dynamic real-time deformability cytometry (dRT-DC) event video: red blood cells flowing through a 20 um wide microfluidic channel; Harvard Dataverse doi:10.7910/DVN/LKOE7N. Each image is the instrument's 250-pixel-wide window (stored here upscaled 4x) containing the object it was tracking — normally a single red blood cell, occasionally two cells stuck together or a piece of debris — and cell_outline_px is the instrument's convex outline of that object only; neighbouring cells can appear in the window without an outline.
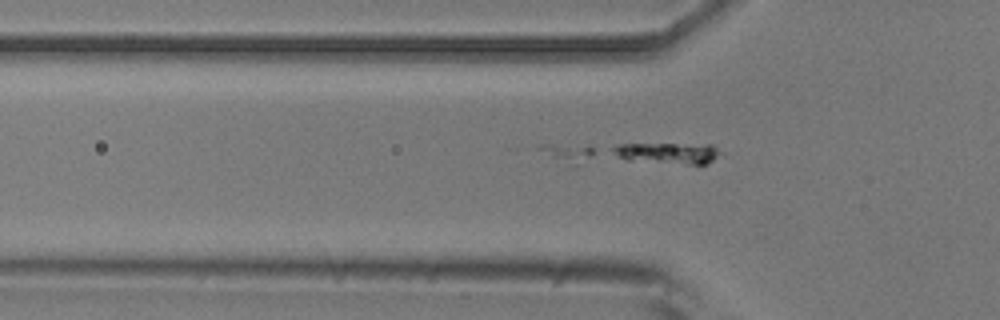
{"species": "common noctule bat (a hibernating species)", "species_latin": "Nyctalus noctula", "temperature_condition": "room temperature", "stored_images_in_passage": 37, "segment_of_instrument_passage": [2, 3], "camera_frame_rate_fps": 3000, "um_per_image_px": 0.085, "animal": {"sex": "male", "body_mass_g": 20.5, "forearm_length_mm": 52.5}, "frame": {"image": 1, "passage_image": 4, "time_ms": 1.0, "image_size_px": [1000, 320], "cell_outline_px": [[720, 152], [708, 164], [688, 164], [628, 160], [616, 156], [608, 152], [608, 148], [616, 144], [712, 144]], "centroid_in_image_um": [56.65, 13.0], "position_along_channel_um": 69.1, "area_um2": 13.35}}